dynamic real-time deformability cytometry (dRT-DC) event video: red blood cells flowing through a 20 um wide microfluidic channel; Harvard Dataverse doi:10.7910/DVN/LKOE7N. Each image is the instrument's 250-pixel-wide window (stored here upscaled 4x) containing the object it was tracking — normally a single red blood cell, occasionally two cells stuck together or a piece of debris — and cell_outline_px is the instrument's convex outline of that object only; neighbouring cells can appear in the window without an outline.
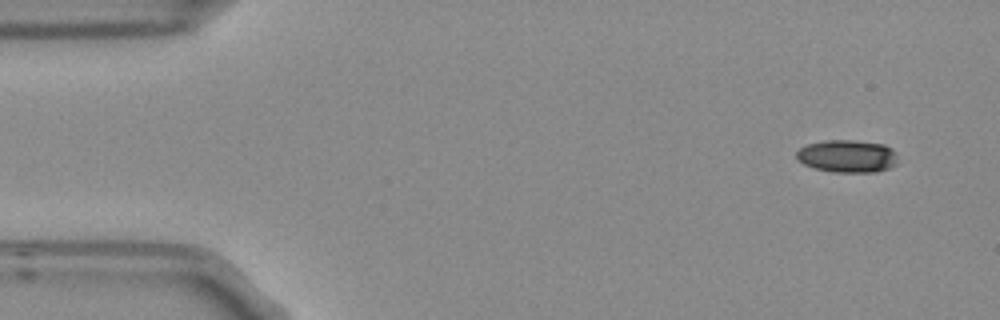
{"species": "Egyptian fruit bat (a non-hibernating species)", "species_latin": "Rousettus aegyptiacus", "temperature_condition": "room temperature", "stored_images_in_passage": 5, "camera_frame_rate_fps": 3000, "um_per_image_px": 0.085, "frame": {"image": 1, "passage_image": 1, "time_ms": 0.0, "image_size_px": [1000, 320], "cell_outline_px": [[896, 164], [888, 168], [876, 172], [832, 172], [816, 168], [804, 164], [796, 160], [796, 152], [804, 144], [824, 140], [852, 140], [884, 144], [892, 148], [896, 152]], "centroid_in_image_um": [71.99, 13.26], "position_along_channel_um": 13.0, "area_um2": 19.42}}
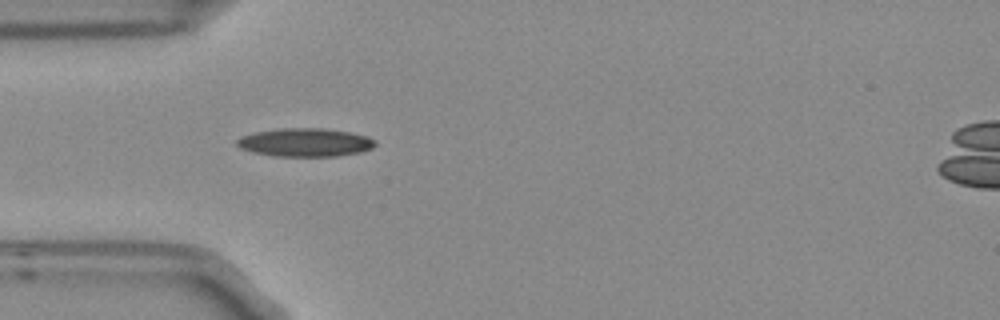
{"frame": {"image": 2, "passage_image": 4, "time_ms": 1.0, "image_size_px": [1000, 320], "cell_outline_px": [[376, 144], [372, 148], [360, 152], [336, 156], [272, 156], [252, 152], [240, 148], [236, 144], [236, 140], [244, 136], [256, 132], [280, 128], [324, 128], [348, 132], [368, 136], [376, 140]], "centroid_in_image_um": [25.95, 12.11], "position_along_channel_um": 59.0, "area_um2": 22.83}}